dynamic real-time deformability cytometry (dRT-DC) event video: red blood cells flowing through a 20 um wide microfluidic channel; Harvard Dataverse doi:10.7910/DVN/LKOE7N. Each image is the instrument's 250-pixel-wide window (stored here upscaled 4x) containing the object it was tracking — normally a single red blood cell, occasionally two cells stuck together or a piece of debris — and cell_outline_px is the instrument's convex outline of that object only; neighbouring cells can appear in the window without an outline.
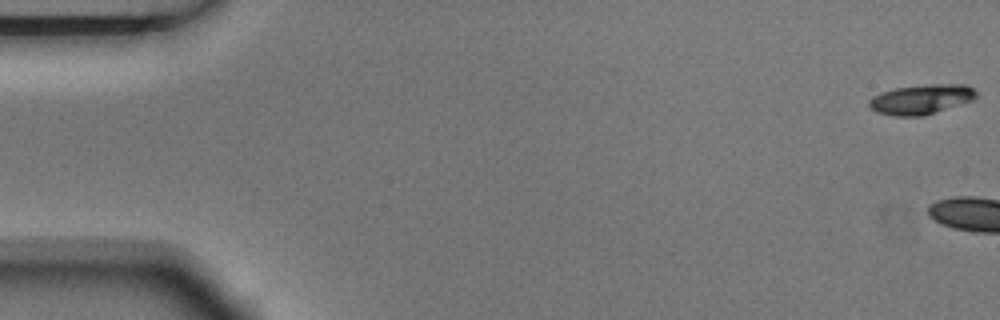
{"species": "Egyptian fruit bat (a non-hibernating species)", "species_latin": "Rousettus aegyptiacus", "temperature_condition": "room temperature", "stored_images_in_passage": 7, "camera_frame_rate_fps": 3000, "um_per_image_px": 0.085, "animal": {"sex": "male"}, "frame": {"image": 1, "passage_image": 1, "time_ms": 0.0, "image_size_px": [1000, 320], "cell_outline_px": [[976, 96], [972, 100], [924, 116], [892, 116], [876, 112], [868, 104], [868, 100], [872, 96], [896, 88], [928, 84], [964, 84], [972, 88], [976, 92]], "centroid_in_image_um": [78.28, 8.45], "position_along_channel_um": 6.7, "area_um2": 18.44}}
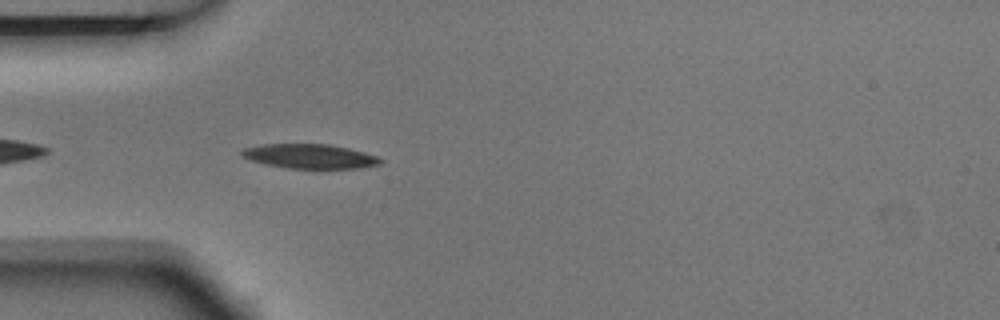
{"frame": {"image": 2, "passage_image": 7, "time_ms": 2.0, "image_size_px": [1000, 320], "cell_outline_px": [[384, 160], [380, 164], [360, 168], [288, 168], [268, 164], [252, 160], [244, 156], [240, 152], [244, 148], [264, 144], [332, 144], [364, 152], [376, 156]], "centroid_in_image_um": [26.38, 13.27], "position_along_channel_um": 58.6, "area_um2": 19.48}}